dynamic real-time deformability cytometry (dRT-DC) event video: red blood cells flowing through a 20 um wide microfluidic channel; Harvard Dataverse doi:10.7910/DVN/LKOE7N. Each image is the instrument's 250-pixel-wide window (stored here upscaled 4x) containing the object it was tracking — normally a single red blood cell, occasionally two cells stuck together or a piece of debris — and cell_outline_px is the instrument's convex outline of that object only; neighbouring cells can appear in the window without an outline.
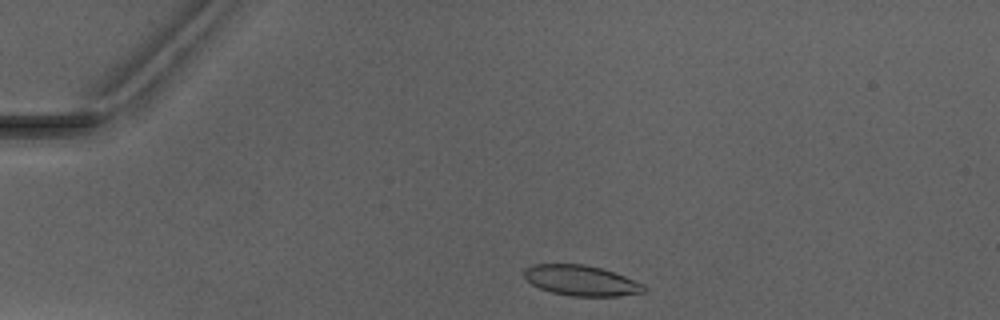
{"species": "Egyptian fruit bat (a non-hibernating species)", "species_latin": "Rousettus aegyptiacus", "temperature_condition": "warm", "stored_images_in_passage": 2, "camera_frame_rate_fps": 3000, "um_per_image_px": 0.085, "animal": {"sex": "male"}, "frame": {"image": 1, "passage_image": 1, "time_ms": 0.0, "image_size_px": [1000, 320], "cell_outline_px": [[648, 288], [644, 292], [620, 296], [572, 296], [552, 292], [540, 288], [532, 284], [524, 276], [524, 268], [532, 264], [584, 264], [600, 268], [624, 276], [644, 284]], "centroid_in_image_um": [49.4, 23.84], "position_along_channel_um": 35.6, "area_um2": 21.15}}